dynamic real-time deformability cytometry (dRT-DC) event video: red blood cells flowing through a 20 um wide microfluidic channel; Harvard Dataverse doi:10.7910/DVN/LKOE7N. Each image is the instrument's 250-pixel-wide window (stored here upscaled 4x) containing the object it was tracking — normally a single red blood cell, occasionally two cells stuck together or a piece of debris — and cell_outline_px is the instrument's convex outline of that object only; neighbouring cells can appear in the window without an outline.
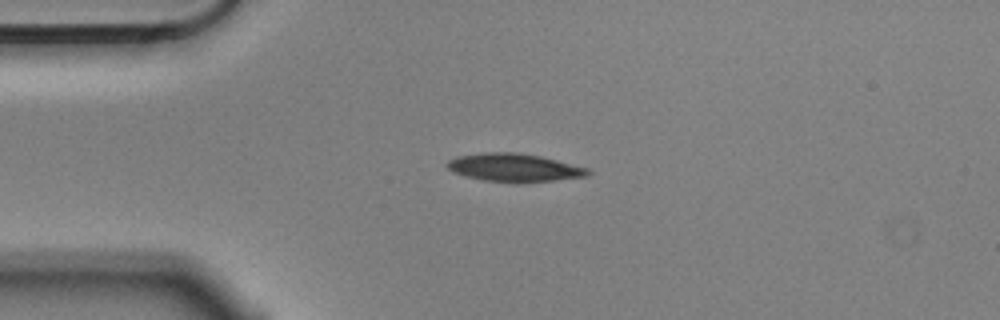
{"species": "Egyptian fruit bat (a non-hibernating species)", "species_latin": "Rousettus aegyptiacus", "temperature_condition": "cold", "stored_images_in_passage": 2, "camera_frame_rate_fps": 3000, "um_per_image_px": 0.085, "animal": {"sex": "male"}, "frame": {"image": 1, "passage_image": 1, "time_ms": 0.0, "image_size_px": [1000, 320], "cell_outline_px": [[592, 172], [588, 176], [552, 180], [484, 180], [452, 172], [444, 164], [448, 160], [456, 156], [484, 152], [516, 152], [540, 156], [588, 168]], "centroid_in_image_um": [43.66, 14.2], "position_along_channel_um": 41.3, "area_um2": 22.25}}